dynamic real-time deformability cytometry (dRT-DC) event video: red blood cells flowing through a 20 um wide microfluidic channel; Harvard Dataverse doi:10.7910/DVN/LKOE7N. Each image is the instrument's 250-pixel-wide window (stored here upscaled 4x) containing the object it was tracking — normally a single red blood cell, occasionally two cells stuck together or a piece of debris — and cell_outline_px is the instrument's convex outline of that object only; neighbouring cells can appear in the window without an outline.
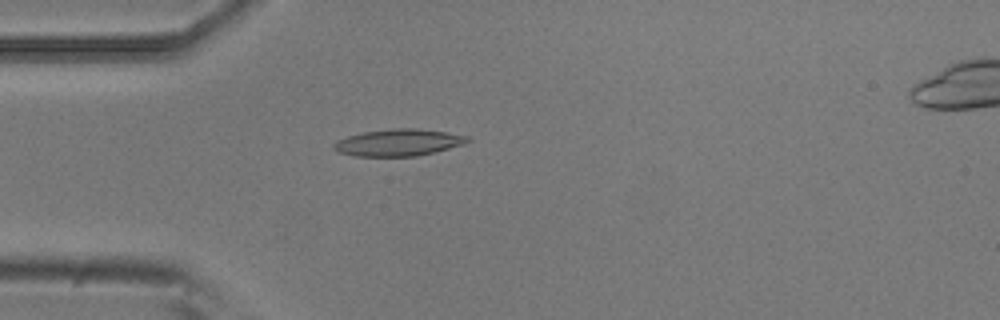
{"species": "common noctule bat (a hibernating species)", "species_latin": "Nyctalus noctula", "temperature_condition": "room temperature", "stored_images_in_passage": 2, "camera_frame_rate_fps": 3000, "um_per_image_px": 0.085, "animal": {"sex": "male", "body_mass_g": 20.5, "forearm_length_mm": 52.5}, "frame": {"image": 1, "passage_image": 2, "time_ms": 0.333, "image_size_px": [1000, 320], "cell_outline_px": [[472, 140], [464, 144], [416, 156], [352, 156], [340, 152], [332, 148], [332, 144], [336, 140], [348, 136], [364, 132], [392, 128], [416, 128], [444, 132], [468, 136]], "centroid_in_image_um": [33.83, 12.11], "position_along_channel_um": 51.2, "area_um2": 20.81}}